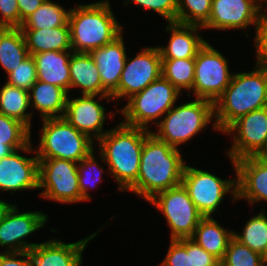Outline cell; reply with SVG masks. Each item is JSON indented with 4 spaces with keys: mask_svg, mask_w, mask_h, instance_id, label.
Instances as JSON below:
<instances>
[{
    "mask_svg": "<svg viewBox=\"0 0 267 266\" xmlns=\"http://www.w3.org/2000/svg\"><path fill=\"white\" fill-rule=\"evenodd\" d=\"M180 149L158 139L151 131L142 147L137 183L128 191L146 202L181 184L186 162Z\"/></svg>",
    "mask_w": 267,
    "mask_h": 266,
    "instance_id": "obj_1",
    "label": "cell"
},
{
    "mask_svg": "<svg viewBox=\"0 0 267 266\" xmlns=\"http://www.w3.org/2000/svg\"><path fill=\"white\" fill-rule=\"evenodd\" d=\"M149 132L120 121L97 141L99 162L107 165V172L115 179L118 192H128L137 183L142 147Z\"/></svg>",
    "mask_w": 267,
    "mask_h": 266,
    "instance_id": "obj_2",
    "label": "cell"
},
{
    "mask_svg": "<svg viewBox=\"0 0 267 266\" xmlns=\"http://www.w3.org/2000/svg\"><path fill=\"white\" fill-rule=\"evenodd\" d=\"M254 70L233 74L231 83L213 103L218 132L251 111L267 107V68L254 64Z\"/></svg>",
    "mask_w": 267,
    "mask_h": 266,
    "instance_id": "obj_3",
    "label": "cell"
},
{
    "mask_svg": "<svg viewBox=\"0 0 267 266\" xmlns=\"http://www.w3.org/2000/svg\"><path fill=\"white\" fill-rule=\"evenodd\" d=\"M110 5L109 0H101L70 9L68 23L73 52L90 53L125 32Z\"/></svg>",
    "mask_w": 267,
    "mask_h": 266,
    "instance_id": "obj_4",
    "label": "cell"
},
{
    "mask_svg": "<svg viewBox=\"0 0 267 266\" xmlns=\"http://www.w3.org/2000/svg\"><path fill=\"white\" fill-rule=\"evenodd\" d=\"M210 123L213 127L211 129L217 132L213 102L195 98L179 106L175 104L155 125L157 127L155 132L153 130L151 132L158 139L180 149L182 144L190 143L192 138L207 130Z\"/></svg>",
    "mask_w": 267,
    "mask_h": 266,
    "instance_id": "obj_5",
    "label": "cell"
},
{
    "mask_svg": "<svg viewBox=\"0 0 267 266\" xmlns=\"http://www.w3.org/2000/svg\"><path fill=\"white\" fill-rule=\"evenodd\" d=\"M180 91L162 75L150 83L144 90L129 98L119 114L121 122L132 127L151 131L163 116L179 100ZM151 123V124H150ZM151 128V129H150Z\"/></svg>",
    "mask_w": 267,
    "mask_h": 266,
    "instance_id": "obj_6",
    "label": "cell"
},
{
    "mask_svg": "<svg viewBox=\"0 0 267 266\" xmlns=\"http://www.w3.org/2000/svg\"><path fill=\"white\" fill-rule=\"evenodd\" d=\"M38 148V159L59 158L80 162L95 150L96 143L86 134L78 131L65 117L42 119Z\"/></svg>",
    "mask_w": 267,
    "mask_h": 266,
    "instance_id": "obj_7",
    "label": "cell"
},
{
    "mask_svg": "<svg viewBox=\"0 0 267 266\" xmlns=\"http://www.w3.org/2000/svg\"><path fill=\"white\" fill-rule=\"evenodd\" d=\"M235 172L234 179H221L214 173L186 164L181 184L187 190L190 199L198 211L204 216H214L222 205L224 197L231 194V199L237 201L236 166L229 159Z\"/></svg>",
    "mask_w": 267,
    "mask_h": 266,
    "instance_id": "obj_8",
    "label": "cell"
},
{
    "mask_svg": "<svg viewBox=\"0 0 267 266\" xmlns=\"http://www.w3.org/2000/svg\"><path fill=\"white\" fill-rule=\"evenodd\" d=\"M147 203L164 216L170 239L191 238L204 217L182 184L156 194Z\"/></svg>",
    "mask_w": 267,
    "mask_h": 266,
    "instance_id": "obj_9",
    "label": "cell"
},
{
    "mask_svg": "<svg viewBox=\"0 0 267 266\" xmlns=\"http://www.w3.org/2000/svg\"><path fill=\"white\" fill-rule=\"evenodd\" d=\"M211 45L206 41L197 52L191 95L214 103L231 83L234 73L229 71L230 61L227 56Z\"/></svg>",
    "mask_w": 267,
    "mask_h": 266,
    "instance_id": "obj_10",
    "label": "cell"
},
{
    "mask_svg": "<svg viewBox=\"0 0 267 266\" xmlns=\"http://www.w3.org/2000/svg\"><path fill=\"white\" fill-rule=\"evenodd\" d=\"M39 196L60 204L82 202L78 183V163L59 159H38Z\"/></svg>",
    "mask_w": 267,
    "mask_h": 266,
    "instance_id": "obj_11",
    "label": "cell"
},
{
    "mask_svg": "<svg viewBox=\"0 0 267 266\" xmlns=\"http://www.w3.org/2000/svg\"><path fill=\"white\" fill-rule=\"evenodd\" d=\"M162 58L157 46L142 47L134 57L126 58L117 91L111 96L116 102L128 100L144 90L150 83L158 79L161 73Z\"/></svg>",
    "mask_w": 267,
    "mask_h": 266,
    "instance_id": "obj_12",
    "label": "cell"
},
{
    "mask_svg": "<svg viewBox=\"0 0 267 266\" xmlns=\"http://www.w3.org/2000/svg\"><path fill=\"white\" fill-rule=\"evenodd\" d=\"M232 144L226 155L233 161L256 156L267 137V107L251 111L233 122L224 132Z\"/></svg>",
    "mask_w": 267,
    "mask_h": 266,
    "instance_id": "obj_13",
    "label": "cell"
},
{
    "mask_svg": "<svg viewBox=\"0 0 267 266\" xmlns=\"http://www.w3.org/2000/svg\"><path fill=\"white\" fill-rule=\"evenodd\" d=\"M68 95L65 119L74 126L78 131L89 136L96 142L108 131L104 129L107 118H112L119 110L112 112L109 110L108 115L103 106L102 100L107 103L114 100L110 95H81L78 97ZM100 101V102H99Z\"/></svg>",
    "mask_w": 267,
    "mask_h": 266,
    "instance_id": "obj_14",
    "label": "cell"
},
{
    "mask_svg": "<svg viewBox=\"0 0 267 266\" xmlns=\"http://www.w3.org/2000/svg\"><path fill=\"white\" fill-rule=\"evenodd\" d=\"M48 218L42 211L21 212L14 202L0 222V247L5 248L1 252L30 251L40 244L26 238L45 227Z\"/></svg>",
    "mask_w": 267,
    "mask_h": 266,
    "instance_id": "obj_15",
    "label": "cell"
},
{
    "mask_svg": "<svg viewBox=\"0 0 267 266\" xmlns=\"http://www.w3.org/2000/svg\"><path fill=\"white\" fill-rule=\"evenodd\" d=\"M264 9L257 0H212L211 13L204 30H247L256 26Z\"/></svg>",
    "mask_w": 267,
    "mask_h": 266,
    "instance_id": "obj_16",
    "label": "cell"
},
{
    "mask_svg": "<svg viewBox=\"0 0 267 266\" xmlns=\"http://www.w3.org/2000/svg\"><path fill=\"white\" fill-rule=\"evenodd\" d=\"M32 141L24 148L0 159V192L38 190L39 160ZM32 153L33 157L21 155ZM20 152V153H19Z\"/></svg>",
    "mask_w": 267,
    "mask_h": 266,
    "instance_id": "obj_17",
    "label": "cell"
},
{
    "mask_svg": "<svg viewBox=\"0 0 267 266\" xmlns=\"http://www.w3.org/2000/svg\"><path fill=\"white\" fill-rule=\"evenodd\" d=\"M103 227L72 243L60 241L56 237L40 242L29 251L32 266H82L84 250Z\"/></svg>",
    "mask_w": 267,
    "mask_h": 266,
    "instance_id": "obj_18",
    "label": "cell"
},
{
    "mask_svg": "<svg viewBox=\"0 0 267 266\" xmlns=\"http://www.w3.org/2000/svg\"><path fill=\"white\" fill-rule=\"evenodd\" d=\"M234 162L237 201H247L252 207L258 202L267 203V160L251 156Z\"/></svg>",
    "mask_w": 267,
    "mask_h": 266,
    "instance_id": "obj_19",
    "label": "cell"
},
{
    "mask_svg": "<svg viewBox=\"0 0 267 266\" xmlns=\"http://www.w3.org/2000/svg\"><path fill=\"white\" fill-rule=\"evenodd\" d=\"M97 65L103 89L112 96L118 89L127 58L123 33L113 42L89 53Z\"/></svg>",
    "mask_w": 267,
    "mask_h": 266,
    "instance_id": "obj_20",
    "label": "cell"
},
{
    "mask_svg": "<svg viewBox=\"0 0 267 266\" xmlns=\"http://www.w3.org/2000/svg\"><path fill=\"white\" fill-rule=\"evenodd\" d=\"M166 32L170 34L167 46H157L162 59L195 58L199 49L206 43L196 25H185L177 22L167 23Z\"/></svg>",
    "mask_w": 267,
    "mask_h": 266,
    "instance_id": "obj_21",
    "label": "cell"
},
{
    "mask_svg": "<svg viewBox=\"0 0 267 266\" xmlns=\"http://www.w3.org/2000/svg\"><path fill=\"white\" fill-rule=\"evenodd\" d=\"M72 50L47 51L32 55L37 69V80L57 85L70 94L69 61Z\"/></svg>",
    "mask_w": 267,
    "mask_h": 266,
    "instance_id": "obj_22",
    "label": "cell"
},
{
    "mask_svg": "<svg viewBox=\"0 0 267 266\" xmlns=\"http://www.w3.org/2000/svg\"><path fill=\"white\" fill-rule=\"evenodd\" d=\"M69 68L70 91L79 88L81 95H109L102 87L97 65L89 53L72 52Z\"/></svg>",
    "mask_w": 267,
    "mask_h": 266,
    "instance_id": "obj_23",
    "label": "cell"
},
{
    "mask_svg": "<svg viewBox=\"0 0 267 266\" xmlns=\"http://www.w3.org/2000/svg\"><path fill=\"white\" fill-rule=\"evenodd\" d=\"M28 93L32 115L37 110L40 120L64 117L69 95L65 89L37 80Z\"/></svg>",
    "mask_w": 267,
    "mask_h": 266,
    "instance_id": "obj_24",
    "label": "cell"
},
{
    "mask_svg": "<svg viewBox=\"0 0 267 266\" xmlns=\"http://www.w3.org/2000/svg\"><path fill=\"white\" fill-rule=\"evenodd\" d=\"M21 30L29 55L47 51L72 50L69 23L55 28Z\"/></svg>",
    "mask_w": 267,
    "mask_h": 266,
    "instance_id": "obj_25",
    "label": "cell"
},
{
    "mask_svg": "<svg viewBox=\"0 0 267 266\" xmlns=\"http://www.w3.org/2000/svg\"><path fill=\"white\" fill-rule=\"evenodd\" d=\"M233 233L234 230L224 228L213 216H208L200 220L191 239L221 261Z\"/></svg>",
    "mask_w": 267,
    "mask_h": 266,
    "instance_id": "obj_26",
    "label": "cell"
},
{
    "mask_svg": "<svg viewBox=\"0 0 267 266\" xmlns=\"http://www.w3.org/2000/svg\"><path fill=\"white\" fill-rule=\"evenodd\" d=\"M29 56L21 28L0 27V66L8 74Z\"/></svg>",
    "mask_w": 267,
    "mask_h": 266,
    "instance_id": "obj_27",
    "label": "cell"
},
{
    "mask_svg": "<svg viewBox=\"0 0 267 266\" xmlns=\"http://www.w3.org/2000/svg\"><path fill=\"white\" fill-rule=\"evenodd\" d=\"M28 90L5 83L0 88V113L17 119L32 129V112Z\"/></svg>",
    "mask_w": 267,
    "mask_h": 266,
    "instance_id": "obj_28",
    "label": "cell"
},
{
    "mask_svg": "<svg viewBox=\"0 0 267 266\" xmlns=\"http://www.w3.org/2000/svg\"><path fill=\"white\" fill-rule=\"evenodd\" d=\"M258 214L253 215L245 223L242 233L235 232L233 237L241 244L264 256L267 262V215L262 208Z\"/></svg>",
    "mask_w": 267,
    "mask_h": 266,
    "instance_id": "obj_29",
    "label": "cell"
},
{
    "mask_svg": "<svg viewBox=\"0 0 267 266\" xmlns=\"http://www.w3.org/2000/svg\"><path fill=\"white\" fill-rule=\"evenodd\" d=\"M71 8L65 9L56 1L46 0L33 14L27 17L21 29H46L65 26Z\"/></svg>",
    "mask_w": 267,
    "mask_h": 266,
    "instance_id": "obj_30",
    "label": "cell"
},
{
    "mask_svg": "<svg viewBox=\"0 0 267 266\" xmlns=\"http://www.w3.org/2000/svg\"><path fill=\"white\" fill-rule=\"evenodd\" d=\"M162 76L171 82L183 94L191 98V89L195 76V58L162 59Z\"/></svg>",
    "mask_w": 267,
    "mask_h": 266,
    "instance_id": "obj_31",
    "label": "cell"
},
{
    "mask_svg": "<svg viewBox=\"0 0 267 266\" xmlns=\"http://www.w3.org/2000/svg\"><path fill=\"white\" fill-rule=\"evenodd\" d=\"M95 151L96 150H93L85 158L81 159L77 165L78 183L80 194L82 196V202L91 201L92 197L89 190H95V188H97L96 186L100 185V183L103 181L102 176L106 172L104 170L105 166L97 162L100 158V153L97 152L99 156L96 158Z\"/></svg>",
    "mask_w": 267,
    "mask_h": 266,
    "instance_id": "obj_32",
    "label": "cell"
},
{
    "mask_svg": "<svg viewBox=\"0 0 267 266\" xmlns=\"http://www.w3.org/2000/svg\"><path fill=\"white\" fill-rule=\"evenodd\" d=\"M212 0H177V23L203 27L210 18Z\"/></svg>",
    "mask_w": 267,
    "mask_h": 266,
    "instance_id": "obj_33",
    "label": "cell"
},
{
    "mask_svg": "<svg viewBox=\"0 0 267 266\" xmlns=\"http://www.w3.org/2000/svg\"><path fill=\"white\" fill-rule=\"evenodd\" d=\"M31 134L24 123L0 113V144L11 145L19 150L32 141Z\"/></svg>",
    "mask_w": 267,
    "mask_h": 266,
    "instance_id": "obj_34",
    "label": "cell"
},
{
    "mask_svg": "<svg viewBox=\"0 0 267 266\" xmlns=\"http://www.w3.org/2000/svg\"><path fill=\"white\" fill-rule=\"evenodd\" d=\"M220 262L224 266H267L264 256L241 244L234 237L229 241L224 258Z\"/></svg>",
    "mask_w": 267,
    "mask_h": 266,
    "instance_id": "obj_35",
    "label": "cell"
},
{
    "mask_svg": "<svg viewBox=\"0 0 267 266\" xmlns=\"http://www.w3.org/2000/svg\"><path fill=\"white\" fill-rule=\"evenodd\" d=\"M36 81V63L33 56L29 55L14 70L7 74L6 83L29 91Z\"/></svg>",
    "mask_w": 267,
    "mask_h": 266,
    "instance_id": "obj_36",
    "label": "cell"
},
{
    "mask_svg": "<svg viewBox=\"0 0 267 266\" xmlns=\"http://www.w3.org/2000/svg\"><path fill=\"white\" fill-rule=\"evenodd\" d=\"M164 260L158 266H192L191 238L170 239Z\"/></svg>",
    "mask_w": 267,
    "mask_h": 266,
    "instance_id": "obj_37",
    "label": "cell"
},
{
    "mask_svg": "<svg viewBox=\"0 0 267 266\" xmlns=\"http://www.w3.org/2000/svg\"><path fill=\"white\" fill-rule=\"evenodd\" d=\"M130 3L157 13L166 23L177 22V0H126L123 6Z\"/></svg>",
    "mask_w": 267,
    "mask_h": 266,
    "instance_id": "obj_38",
    "label": "cell"
},
{
    "mask_svg": "<svg viewBox=\"0 0 267 266\" xmlns=\"http://www.w3.org/2000/svg\"><path fill=\"white\" fill-rule=\"evenodd\" d=\"M254 33L255 62L267 68V10L261 14Z\"/></svg>",
    "mask_w": 267,
    "mask_h": 266,
    "instance_id": "obj_39",
    "label": "cell"
},
{
    "mask_svg": "<svg viewBox=\"0 0 267 266\" xmlns=\"http://www.w3.org/2000/svg\"><path fill=\"white\" fill-rule=\"evenodd\" d=\"M0 27L20 28L17 0H0Z\"/></svg>",
    "mask_w": 267,
    "mask_h": 266,
    "instance_id": "obj_40",
    "label": "cell"
},
{
    "mask_svg": "<svg viewBox=\"0 0 267 266\" xmlns=\"http://www.w3.org/2000/svg\"><path fill=\"white\" fill-rule=\"evenodd\" d=\"M192 266H218L220 260L191 239Z\"/></svg>",
    "mask_w": 267,
    "mask_h": 266,
    "instance_id": "obj_41",
    "label": "cell"
},
{
    "mask_svg": "<svg viewBox=\"0 0 267 266\" xmlns=\"http://www.w3.org/2000/svg\"><path fill=\"white\" fill-rule=\"evenodd\" d=\"M0 266H32L29 251L0 252Z\"/></svg>",
    "mask_w": 267,
    "mask_h": 266,
    "instance_id": "obj_42",
    "label": "cell"
},
{
    "mask_svg": "<svg viewBox=\"0 0 267 266\" xmlns=\"http://www.w3.org/2000/svg\"><path fill=\"white\" fill-rule=\"evenodd\" d=\"M46 0H17L20 15V27L23 21L33 14Z\"/></svg>",
    "mask_w": 267,
    "mask_h": 266,
    "instance_id": "obj_43",
    "label": "cell"
},
{
    "mask_svg": "<svg viewBox=\"0 0 267 266\" xmlns=\"http://www.w3.org/2000/svg\"><path fill=\"white\" fill-rule=\"evenodd\" d=\"M16 151L11 145L0 144V159L11 155Z\"/></svg>",
    "mask_w": 267,
    "mask_h": 266,
    "instance_id": "obj_44",
    "label": "cell"
},
{
    "mask_svg": "<svg viewBox=\"0 0 267 266\" xmlns=\"http://www.w3.org/2000/svg\"><path fill=\"white\" fill-rule=\"evenodd\" d=\"M14 203L5 202L3 199H0V222L3 220L6 212Z\"/></svg>",
    "mask_w": 267,
    "mask_h": 266,
    "instance_id": "obj_45",
    "label": "cell"
},
{
    "mask_svg": "<svg viewBox=\"0 0 267 266\" xmlns=\"http://www.w3.org/2000/svg\"><path fill=\"white\" fill-rule=\"evenodd\" d=\"M257 158H260L262 160H267V137L264 143V147L262 150L256 155Z\"/></svg>",
    "mask_w": 267,
    "mask_h": 266,
    "instance_id": "obj_46",
    "label": "cell"
},
{
    "mask_svg": "<svg viewBox=\"0 0 267 266\" xmlns=\"http://www.w3.org/2000/svg\"><path fill=\"white\" fill-rule=\"evenodd\" d=\"M259 5L264 9L267 10V0H257Z\"/></svg>",
    "mask_w": 267,
    "mask_h": 266,
    "instance_id": "obj_47",
    "label": "cell"
}]
</instances>
